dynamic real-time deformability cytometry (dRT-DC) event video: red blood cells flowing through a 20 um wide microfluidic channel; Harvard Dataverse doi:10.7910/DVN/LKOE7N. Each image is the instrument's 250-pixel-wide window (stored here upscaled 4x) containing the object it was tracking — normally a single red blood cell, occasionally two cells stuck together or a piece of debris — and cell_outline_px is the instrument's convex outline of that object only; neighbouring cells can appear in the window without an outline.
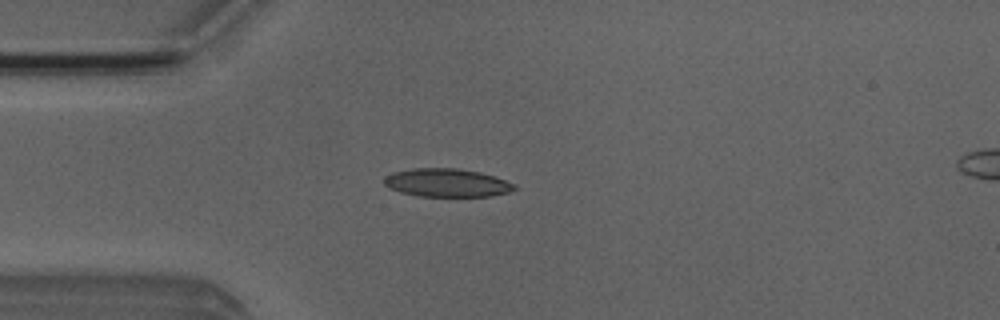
{"species": "Egyptian fruit bat (a non-hibernating species)", "species_latin": "Rousettus aegyptiacus", "temperature_condition": "room temperature", "stored_images_in_passage": 4, "camera_frame_rate_fps": 3000, "um_per_image_px": 0.085, "animal": {"sex": "male"}, "frame": {"image": 1, "passage_image": 3, "time_ms": 2.333, "image_size_px": [1000, 320], "cell_outline_px": [[516, 188], [508, 192], [492, 196], [420, 196], [400, 192], [388, 188], [384, 184], [384, 176], [392, 172], [412, 168], [456, 168], [480, 172], [516, 184]], "centroid_in_image_um": [37.94, 15.53], "position_along_channel_um": 47.1, "area_um2": 21.44}}